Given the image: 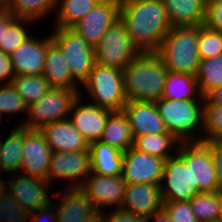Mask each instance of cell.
Segmentation results:
<instances>
[{
	"label": "cell",
	"instance_id": "obj_16",
	"mask_svg": "<svg viewBox=\"0 0 222 222\" xmlns=\"http://www.w3.org/2000/svg\"><path fill=\"white\" fill-rule=\"evenodd\" d=\"M166 159L142 153L133 147L123 152L122 178L126 184L160 185Z\"/></svg>",
	"mask_w": 222,
	"mask_h": 222
},
{
	"label": "cell",
	"instance_id": "obj_48",
	"mask_svg": "<svg viewBox=\"0 0 222 222\" xmlns=\"http://www.w3.org/2000/svg\"><path fill=\"white\" fill-rule=\"evenodd\" d=\"M172 222L164 209H161L155 213H153L150 217L147 218V222Z\"/></svg>",
	"mask_w": 222,
	"mask_h": 222
},
{
	"label": "cell",
	"instance_id": "obj_13",
	"mask_svg": "<svg viewBox=\"0 0 222 222\" xmlns=\"http://www.w3.org/2000/svg\"><path fill=\"white\" fill-rule=\"evenodd\" d=\"M125 187L126 183L122 175L106 176L91 173L82 184L81 189L101 214L106 208L109 211V208L111 210L122 207Z\"/></svg>",
	"mask_w": 222,
	"mask_h": 222
},
{
	"label": "cell",
	"instance_id": "obj_37",
	"mask_svg": "<svg viewBox=\"0 0 222 222\" xmlns=\"http://www.w3.org/2000/svg\"><path fill=\"white\" fill-rule=\"evenodd\" d=\"M198 53L200 60L222 54V33L198 25Z\"/></svg>",
	"mask_w": 222,
	"mask_h": 222
},
{
	"label": "cell",
	"instance_id": "obj_10",
	"mask_svg": "<svg viewBox=\"0 0 222 222\" xmlns=\"http://www.w3.org/2000/svg\"><path fill=\"white\" fill-rule=\"evenodd\" d=\"M92 173L89 149L78 152H52L47 181L52 186L55 180L66 188H81L86 178ZM67 181V182H66ZM66 182V183H65Z\"/></svg>",
	"mask_w": 222,
	"mask_h": 222
},
{
	"label": "cell",
	"instance_id": "obj_26",
	"mask_svg": "<svg viewBox=\"0 0 222 222\" xmlns=\"http://www.w3.org/2000/svg\"><path fill=\"white\" fill-rule=\"evenodd\" d=\"M99 141L115 147L122 152H126L129 148L133 147L134 137L128 118L123 110L112 111L110 113Z\"/></svg>",
	"mask_w": 222,
	"mask_h": 222
},
{
	"label": "cell",
	"instance_id": "obj_31",
	"mask_svg": "<svg viewBox=\"0 0 222 222\" xmlns=\"http://www.w3.org/2000/svg\"><path fill=\"white\" fill-rule=\"evenodd\" d=\"M56 4L57 0H9L7 9L16 18H26L35 22L40 20L42 22L50 14L55 13Z\"/></svg>",
	"mask_w": 222,
	"mask_h": 222
},
{
	"label": "cell",
	"instance_id": "obj_35",
	"mask_svg": "<svg viewBox=\"0 0 222 222\" xmlns=\"http://www.w3.org/2000/svg\"><path fill=\"white\" fill-rule=\"evenodd\" d=\"M202 142H222V105L204 97Z\"/></svg>",
	"mask_w": 222,
	"mask_h": 222
},
{
	"label": "cell",
	"instance_id": "obj_21",
	"mask_svg": "<svg viewBox=\"0 0 222 222\" xmlns=\"http://www.w3.org/2000/svg\"><path fill=\"white\" fill-rule=\"evenodd\" d=\"M164 201L160 185L150 183L126 184L122 209L134 215L150 217L163 209Z\"/></svg>",
	"mask_w": 222,
	"mask_h": 222
},
{
	"label": "cell",
	"instance_id": "obj_52",
	"mask_svg": "<svg viewBox=\"0 0 222 222\" xmlns=\"http://www.w3.org/2000/svg\"><path fill=\"white\" fill-rule=\"evenodd\" d=\"M219 221L222 222V191H221V210H220Z\"/></svg>",
	"mask_w": 222,
	"mask_h": 222
},
{
	"label": "cell",
	"instance_id": "obj_3",
	"mask_svg": "<svg viewBox=\"0 0 222 222\" xmlns=\"http://www.w3.org/2000/svg\"><path fill=\"white\" fill-rule=\"evenodd\" d=\"M155 54L168 71L196 76L200 63L198 25L172 27Z\"/></svg>",
	"mask_w": 222,
	"mask_h": 222
},
{
	"label": "cell",
	"instance_id": "obj_47",
	"mask_svg": "<svg viewBox=\"0 0 222 222\" xmlns=\"http://www.w3.org/2000/svg\"><path fill=\"white\" fill-rule=\"evenodd\" d=\"M205 97L213 104L222 105V85L214 88Z\"/></svg>",
	"mask_w": 222,
	"mask_h": 222
},
{
	"label": "cell",
	"instance_id": "obj_20",
	"mask_svg": "<svg viewBox=\"0 0 222 222\" xmlns=\"http://www.w3.org/2000/svg\"><path fill=\"white\" fill-rule=\"evenodd\" d=\"M133 137L169 133L155 101H129L123 109Z\"/></svg>",
	"mask_w": 222,
	"mask_h": 222
},
{
	"label": "cell",
	"instance_id": "obj_11",
	"mask_svg": "<svg viewBox=\"0 0 222 222\" xmlns=\"http://www.w3.org/2000/svg\"><path fill=\"white\" fill-rule=\"evenodd\" d=\"M3 184L6 192L30 212L47 207L52 203L53 198L50 197L49 191L52 186L46 180L15 173L9 174V178L7 176Z\"/></svg>",
	"mask_w": 222,
	"mask_h": 222
},
{
	"label": "cell",
	"instance_id": "obj_5",
	"mask_svg": "<svg viewBox=\"0 0 222 222\" xmlns=\"http://www.w3.org/2000/svg\"><path fill=\"white\" fill-rule=\"evenodd\" d=\"M90 102L112 111H121L127 103L123 71L109 66L95 64L88 79L83 83Z\"/></svg>",
	"mask_w": 222,
	"mask_h": 222
},
{
	"label": "cell",
	"instance_id": "obj_53",
	"mask_svg": "<svg viewBox=\"0 0 222 222\" xmlns=\"http://www.w3.org/2000/svg\"><path fill=\"white\" fill-rule=\"evenodd\" d=\"M93 222H105L101 216H99L97 219H95Z\"/></svg>",
	"mask_w": 222,
	"mask_h": 222
},
{
	"label": "cell",
	"instance_id": "obj_41",
	"mask_svg": "<svg viewBox=\"0 0 222 222\" xmlns=\"http://www.w3.org/2000/svg\"><path fill=\"white\" fill-rule=\"evenodd\" d=\"M203 25L210 30L222 33V0L206 5Z\"/></svg>",
	"mask_w": 222,
	"mask_h": 222
},
{
	"label": "cell",
	"instance_id": "obj_34",
	"mask_svg": "<svg viewBox=\"0 0 222 222\" xmlns=\"http://www.w3.org/2000/svg\"><path fill=\"white\" fill-rule=\"evenodd\" d=\"M190 205L199 222L218 221L221 192H199L190 200Z\"/></svg>",
	"mask_w": 222,
	"mask_h": 222
},
{
	"label": "cell",
	"instance_id": "obj_29",
	"mask_svg": "<svg viewBox=\"0 0 222 222\" xmlns=\"http://www.w3.org/2000/svg\"><path fill=\"white\" fill-rule=\"evenodd\" d=\"M179 143L180 141L173 134L161 133L135 137L133 148L167 160L177 153Z\"/></svg>",
	"mask_w": 222,
	"mask_h": 222
},
{
	"label": "cell",
	"instance_id": "obj_14",
	"mask_svg": "<svg viewBox=\"0 0 222 222\" xmlns=\"http://www.w3.org/2000/svg\"><path fill=\"white\" fill-rule=\"evenodd\" d=\"M52 152L40 129L23 127L22 164L19 173L47 181Z\"/></svg>",
	"mask_w": 222,
	"mask_h": 222
},
{
	"label": "cell",
	"instance_id": "obj_36",
	"mask_svg": "<svg viewBox=\"0 0 222 222\" xmlns=\"http://www.w3.org/2000/svg\"><path fill=\"white\" fill-rule=\"evenodd\" d=\"M33 23L35 21L30 19L15 17L4 28V44H1L0 51L11 54L18 46L24 43L32 35L27 27H30L29 24Z\"/></svg>",
	"mask_w": 222,
	"mask_h": 222
},
{
	"label": "cell",
	"instance_id": "obj_40",
	"mask_svg": "<svg viewBox=\"0 0 222 222\" xmlns=\"http://www.w3.org/2000/svg\"><path fill=\"white\" fill-rule=\"evenodd\" d=\"M163 209L172 222H199L190 201H164Z\"/></svg>",
	"mask_w": 222,
	"mask_h": 222
},
{
	"label": "cell",
	"instance_id": "obj_2",
	"mask_svg": "<svg viewBox=\"0 0 222 222\" xmlns=\"http://www.w3.org/2000/svg\"><path fill=\"white\" fill-rule=\"evenodd\" d=\"M122 71L127 102L157 101L162 97L167 69L155 53H141Z\"/></svg>",
	"mask_w": 222,
	"mask_h": 222
},
{
	"label": "cell",
	"instance_id": "obj_4",
	"mask_svg": "<svg viewBox=\"0 0 222 222\" xmlns=\"http://www.w3.org/2000/svg\"><path fill=\"white\" fill-rule=\"evenodd\" d=\"M155 102L166 130L180 142L202 140L204 99L160 98Z\"/></svg>",
	"mask_w": 222,
	"mask_h": 222
},
{
	"label": "cell",
	"instance_id": "obj_51",
	"mask_svg": "<svg viewBox=\"0 0 222 222\" xmlns=\"http://www.w3.org/2000/svg\"><path fill=\"white\" fill-rule=\"evenodd\" d=\"M97 3H105V2H111V1H121V0H94Z\"/></svg>",
	"mask_w": 222,
	"mask_h": 222
},
{
	"label": "cell",
	"instance_id": "obj_46",
	"mask_svg": "<svg viewBox=\"0 0 222 222\" xmlns=\"http://www.w3.org/2000/svg\"><path fill=\"white\" fill-rule=\"evenodd\" d=\"M15 18L8 9H0V47L4 44V28Z\"/></svg>",
	"mask_w": 222,
	"mask_h": 222
},
{
	"label": "cell",
	"instance_id": "obj_54",
	"mask_svg": "<svg viewBox=\"0 0 222 222\" xmlns=\"http://www.w3.org/2000/svg\"><path fill=\"white\" fill-rule=\"evenodd\" d=\"M214 1H218V0H203L204 4L207 5L211 2H214Z\"/></svg>",
	"mask_w": 222,
	"mask_h": 222
},
{
	"label": "cell",
	"instance_id": "obj_25",
	"mask_svg": "<svg viewBox=\"0 0 222 222\" xmlns=\"http://www.w3.org/2000/svg\"><path fill=\"white\" fill-rule=\"evenodd\" d=\"M92 173L106 176L122 175L123 152L103 142L89 145Z\"/></svg>",
	"mask_w": 222,
	"mask_h": 222
},
{
	"label": "cell",
	"instance_id": "obj_44",
	"mask_svg": "<svg viewBox=\"0 0 222 222\" xmlns=\"http://www.w3.org/2000/svg\"><path fill=\"white\" fill-rule=\"evenodd\" d=\"M14 75L10 55L0 51V83H11Z\"/></svg>",
	"mask_w": 222,
	"mask_h": 222
},
{
	"label": "cell",
	"instance_id": "obj_43",
	"mask_svg": "<svg viewBox=\"0 0 222 222\" xmlns=\"http://www.w3.org/2000/svg\"><path fill=\"white\" fill-rule=\"evenodd\" d=\"M210 149L215 169L217 171V180L219 186V192L222 191V142H204Z\"/></svg>",
	"mask_w": 222,
	"mask_h": 222
},
{
	"label": "cell",
	"instance_id": "obj_15",
	"mask_svg": "<svg viewBox=\"0 0 222 222\" xmlns=\"http://www.w3.org/2000/svg\"><path fill=\"white\" fill-rule=\"evenodd\" d=\"M121 1L97 3L83 18L70 27L86 43L95 47L107 29L120 19Z\"/></svg>",
	"mask_w": 222,
	"mask_h": 222
},
{
	"label": "cell",
	"instance_id": "obj_45",
	"mask_svg": "<svg viewBox=\"0 0 222 222\" xmlns=\"http://www.w3.org/2000/svg\"><path fill=\"white\" fill-rule=\"evenodd\" d=\"M44 220L56 222V211L52 203L47 207L31 212L30 222H45Z\"/></svg>",
	"mask_w": 222,
	"mask_h": 222
},
{
	"label": "cell",
	"instance_id": "obj_9",
	"mask_svg": "<svg viewBox=\"0 0 222 222\" xmlns=\"http://www.w3.org/2000/svg\"><path fill=\"white\" fill-rule=\"evenodd\" d=\"M177 154L190 165L192 184H196L200 192H219L213 157L204 142H180Z\"/></svg>",
	"mask_w": 222,
	"mask_h": 222
},
{
	"label": "cell",
	"instance_id": "obj_38",
	"mask_svg": "<svg viewBox=\"0 0 222 222\" xmlns=\"http://www.w3.org/2000/svg\"><path fill=\"white\" fill-rule=\"evenodd\" d=\"M30 218L31 212L4 189L0 194V222H30Z\"/></svg>",
	"mask_w": 222,
	"mask_h": 222
},
{
	"label": "cell",
	"instance_id": "obj_42",
	"mask_svg": "<svg viewBox=\"0 0 222 222\" xmlns=\"http://www.w3.org/2000/svg\"><path fill=\"white\" fill-rule=\"evenodd\" d=\"M105 222H147V218L140 215L123 210L122 208L112 209L107 212L106 210L100 214Z\"/></svg>",
	"mask_w": 222,
	"mask_h": 222
},
{
	"label": "cell",
	"instance_id": "obj_55",
	"mask_svg": "<svg viewBox=\"0 0 222 222\" xmlns=\"http://www.w3.org/2000/svg\"><path fill=\"white\" fill-rule=\"evenodd\" d=\"M3 190H4V184H3V182H0V194Z\"/></svg>",
	"mask_w": 222,
	"mask_h": 222
},
{
	"label": "cell",
	"instance_id": "obj_27",
	"mask_svg": "<svg viewBox=\"0 0 222 222\" xmlns=\"http://www.w3.org/2000/svg\"><path fill=\"white\" fill-rule=\"evenodd\" d=\"M4 138L0 137L2 167L5 174L19 173L22 164L23 127L15 125Z\"/></svg>",
	"mask_w": 222,
	"mask_h": 222
},
{
	"label": "cell",
	"instance_id": "obj_23",
	"mask_svg": "<svg viewBox=\"0 0 222 222\" xmlns=\"http://www.w3.org/2000/svg\"><path fill=\"white\" fill-rule=\"evenodd\" d=\"M172 27L203 25V0H162Z\"/></svg>",
	"mask_w": 222,
	"mask_h": 222
},
{
	"label": "cell",
	"instance_id": "obj_12",
	"mask_svg": "<svg viewBox=\"0 0 222 222\" xmlns=\"http://www.w3.org/2000/svg\"><path fill=\"white\" fill-rule=\"evenodd\" d=\"M160 189L163 201H190L200 192L192 184L190 165L177 153L165 161Z\"/></svg>",
	"mask_w": 222,
	"mask_h": 222
},
{
	"label": "cell",
	"instance_id": "obj_33",
	"mask_svg": "<svg viewBox=\"0 0 222 222\" xmlns=\"http://www.w3.org/2000/svg\"><path fill=\"white\" fill-rule=\"evenodd\" d=\"M198 88L205 97L214 88L222 85V54L206 60H200L196 75Z\"/></svg>",
	"mask_w": 222,
	"mask_h": 222
},
{
	"label": "cell",
	"instance_id": "obj_1",
	"mask_svg": "<svg viewBox=\"0 0 222 222\" xmlns=\"http://www.w3.org/2000/svg\"><path fill=\"white\" fill-rule=\"evenodd\" d=\"M120 19L141 53H155L172 28L162 0H121Z\"/></svg>",
	"mask_w": 222,
	"mask_h": 222
},
{
	"label": "cell",
	"instance_id": "obj_28",
	"mask_svg": "<svg viewBox=\"0 0 222 222\" xmlns=\"http://www.w3.org/2000/svg\"><path fill=\"white\" fill-rule=\"evenodd\" d=\"M161 98L172 100L204 99L199 91L196 76L168 70Z\"/></svg>",
	"mask_w": 222,
	"mask_h": 222
},
{
	"label": "cell",
	"instance_id": "obj_7",
	"mask_svg": "<svg viewBox=\"0 0 222 222\" xmlns=\"http://www.w3.org/2000/svg\"><path fill=\"white\" fill-rule=\"evenodd\" d=\"M51 37L67 62L71 78L82 87L95 65V48L70 28L54 27Z\"/></svg>",
	"mask_w": 222,
	"mask_h": 222
},
{
	"label": "cell",
	"instance_id": "obj_39",
	"mask_svg": "<svg viewBox=\"0 0 222 222\" xmlns=\"http://www.w3.org/2000/svg\"><path fill=\"white\" fill-rule=\"evenodd\" d=\"M27 107L11 83L0 84V115L2 117L4 114L12 116L25 113L27 115Z\"/></svg>",
	"mask_w": 222,
	"mask_h": 222
},
{
	"label": "cell",
	"instance_id": "obj_30",
	"mask_svg": "<svg viewBox=\"0 0 222 222\" xmlns=\"http://www.w3.org/2000/svg\"><path fill=\"white\" fill-rule=\"evenodd\" d=\"M96 4L94 0H57L53 27L70 28Z\"/></svg>",
	"mask_w": 222,
	"mask_h": 222
},
{
	"label": "cell",
	"instance_id": "obj_19",
	"mask_svg": "<svg viewBox=\"0 0 222 222\" xmlns=\"http://www.w3.org/2000/svg\"><path fill=\"white\" fill-rule=\"evenodd\" d=\"M47 37V38H46ZM45 38H37L32 34L10 55L15 75H42L48 44L51 34Z\"/></svg>",
	"mask_w": 222,
	"mask_h": 222
},
{
	"label": "cell",
	"instance_id": "obj_32",
	"mask_svg": "<svg viewBox=\"0 0 222 222\" xmlns=\"http://www.w3.org/2000/svg\"><path fill=\"white\" fill-rule=\"evenodd\" d=\"M11 85L27 106L39 100L52 88L43 75H14Z\"/></svg>",
	"mask_w": 222,
	"mask_h": 222
},
{
	"label": "cell",
	"instance_id": "obj_8",
	"mask_svg": "<svg viewBox=\"0 0 222 222\" xmlns=\"http://www.w3.org/2000/svg\"><path fill=\"white\" fill-rule=\"evenodd\" d=\"M95 48V64L123 70L141 52L134 45L125 24L118 19L102 36Z\"/></svg>",
	"mask_w": 222,
	"mask_h": 222
},
{
	"label": "cell",
	"instance_id": "obj_50",
	"mask_svg": "<svg viewBox=\"0 0 222 222\" xmlns=\"http://www.w3.org/2000/svg\"><path fill=\"white\" fill-rule=\"evenodd\" d=\"M5 171H4V169H3V167H2V162H1V160H0V174L1 173H4ZM1 176V175H0ZM5 179H3L2 177H0V182H3Z\"/></svg>",
	"mask_w": 222,
	"mask_h": 222
},
{
	"label": "cell",
	"instance_id": "obj_49",
	"mask_svg": "<svg viewBox=\"0 0 222 222\" xmlns=\"http://www.w3.org/2000/svg\"><path fill=\"white\" fill-rule=\"evenodd\" d=\"M9 0H0V9H7Z\"/></svg>",
	"mask_w": 222,
	"mask_h": 222
},
{
	"label": "cell",
	"instance_id": "obj_24",
	"mask_svg": "<svg viewBox=\"0 0 222 222\" xmlns=\"http://www.w3.org/2000/svg\"><path fill=\"white\" fill-rule=\"evenodd\" d=\"M52 88H80L72 78L67 62L59 47L51 41L47 47L42 74Z\"/></svg>",
	"mask_w": 222,
	"mask_h": 222
},
{
	"label": "cell",
	"instance_id": "obj_6",
	"mask_svg": "<svg viewBox=\"0 0 222 222\" xmlns=\"http://www.w3.org/2000/svg\"><path fill=\"white\" fill-rule=\"evenodd\" d=\"M80 88H51L43 97L27 107V116L16 126L41 129L45 125L67 119Z\"/></svg>",
	"mask_w": 222,
	"mask_h": 222
},
{
	"label": "cell",
	"instance_id": "obj_22",
	"mask_svg": "<svg viewBox=\"0 0 222 222\" xmlns=\"http://www.w3.org/2000/svg\"><path fill=\"white\" fill-rule=\"evenodd\" d=\"M40 130L54 152H78L89 148L69 118L45 125Z\"/></svg>",
	"mask_w": 222,
	"mask_h": 222
},
{
	"label": "cell",
	"instance_id": "obj_17",
	"mask_svg": "<svg viewBox=\"0 0 222 222\" xmlns=\"http://www.w3.org/2000/svg\"><path fill=\"white\" fill-rule=\"evenodd\" d=\"M83 98H85L83 90H80L79 96L72 105L69 119L90 145L100 140L112 110L99 107L91 102L87 103Z\"/></svg>",
	"mask_w": 222,
	"mask_h": 222
},
{
	"label": "cell",
	"instance_id": "obj_18",
	"mask_svg": "<svg viewBox=\"0 0 222 222\" xmlns=\"http://www.w3.org/2000/svg\"><path fill=\"white\" fill-rule=\"evenodd\" d=\"M61 191L57 192L55 203L52 201L56 211V222H93L100 216L81 188L65 187Z\"/></svg>",
	"mask_w": 222,
	"mask_h": 222
}]
</instances>
